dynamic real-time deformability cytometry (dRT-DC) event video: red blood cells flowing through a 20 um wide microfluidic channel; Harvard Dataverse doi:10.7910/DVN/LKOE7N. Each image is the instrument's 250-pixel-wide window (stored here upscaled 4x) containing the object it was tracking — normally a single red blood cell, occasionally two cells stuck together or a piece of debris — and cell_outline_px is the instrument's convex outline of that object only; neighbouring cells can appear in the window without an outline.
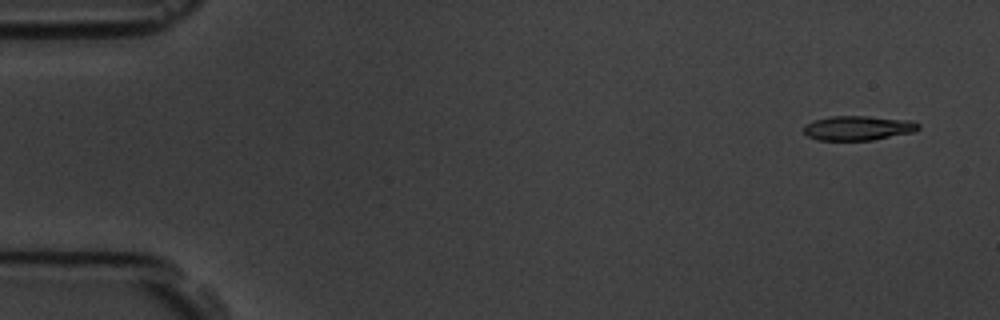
{"species": "common noctule bat (a hibernating species)", "species_latin": "Nyctalus noctula", "temperature_condition": "room temperature", "stored_images_in_passage": 5, "camera_frame_rate_fps": 3000, "um_per_image_px": 0.085, "animal": {"sex": "male", "body_mass_g": 19.5, "forearm_length_mm": 54.6}, "frame": {"image": 1, "passage_image": 1, "time_ms": 0.0, "image_size_px": [1000, 320], "cell_outline_px": [[920, 128], [916, 132], [872, 140], [820, 140], [808, 136], [804, 132], [804, 124], [828, 116], [868, 116], [908, 120], [920, 124]], "centroid_in_image_um": [72.96, 10.88], "position_along_channel_um": 12.0, "area_um2": 16.42}}
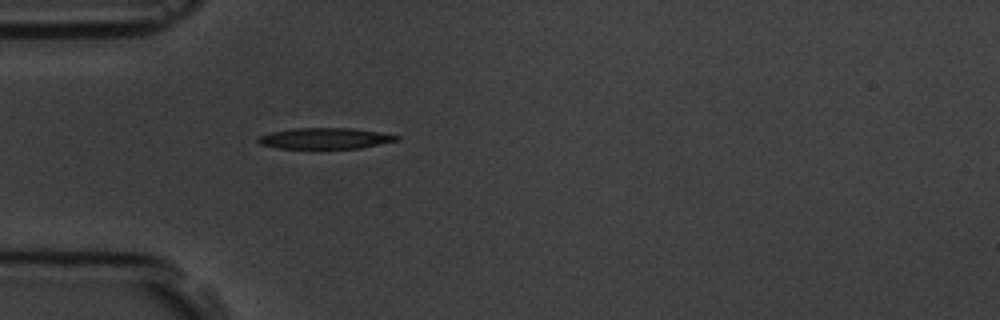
{"frame": {"image": 2, "passage_image": 5, "time_ms": 4.333, "image_size_px": [1000, 320], "cell_outline_px": [[400, 140], [360, 148], [276, 148], [260, 144], [256, 140], [260, 136], [272, 132], [292, 128], [348, 128], [376, 132], [400, 136]], "centroid_in_image_um": [27.61, 11.76], "position_along_channel_um": 57.4, "area_um2": 16.7}}